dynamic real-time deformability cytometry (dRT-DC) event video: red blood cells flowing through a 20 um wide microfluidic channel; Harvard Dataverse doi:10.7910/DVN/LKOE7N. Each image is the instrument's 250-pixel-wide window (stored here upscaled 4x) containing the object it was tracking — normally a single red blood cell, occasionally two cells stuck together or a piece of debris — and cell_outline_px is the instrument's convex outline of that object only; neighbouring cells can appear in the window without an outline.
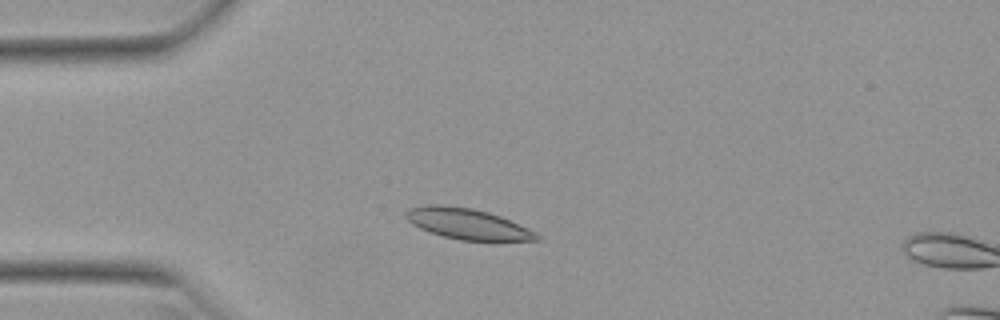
{"species": "Egyptian fruit bat (a non-hibernating species)", "species_latin": "Rousettus aegyptiacus", "temperature_condition": "warm", "stored_images_in_passage": 47, "camera_frame_rate_fps": 3000, "um_per_image_px": 0.085, "animal": {"sex": "female"}, "frame": {"image": 1, "passage_image": 9, "time_ms": 2.667, "image_size_px": [1000, 320], "cell_outline_px": [[540, 240], [460, 240], [444, 236], [420, 228], [412, 224], [404, 216], [404, 212], [408, 208], [432, 204], [440, 204], [472, 208], [488, 212], [500, 216], [528, 228], [536, 232], [540, 236]], "centroid_in_image_um": [39.71, 19.01], "position_along_channel_um": 45.3, "area_um2": 23.24}}
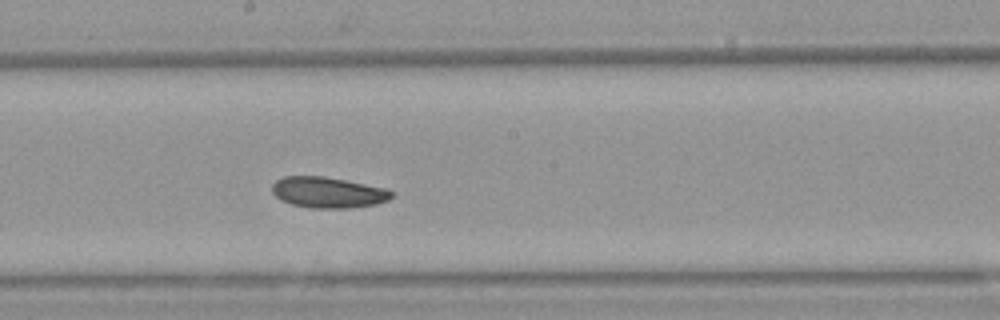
{"frame": {"image": 2, "passage_image": 24, "time_ms": 7.667, "image_size_px": [1000, 320], "cell_outline_px": [[392, 196], [388, 200], [376, 204], [352, 208], [308, 208], [292, 204], [280, 200], [272, 192], [272, 184], [276, 180], [284, 176], [324, 176], [384, 188], [392, 192]], "centroid_in_image_um": [27.84, 16.36], "position_along_channel_um": 220.4, "area_um2": 21.44}}
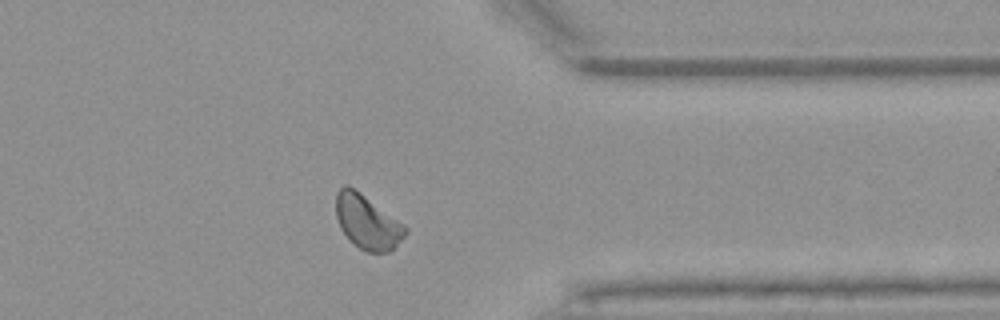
{"frame": {"image": 3, "passage_image": 37, "time_ms": 12.0, "image_size_px": [1000, 320], "cell_outline_px": [[408, 232], [388, 252], [368, 252], [360, 248], [348, 240], [340, 228], [336, 216], [336, 192], [344, 184], [348, 184], [404, 224], [408, 228]], "centroid_in_image_um": [31.19, 18.86], "position_along_channel_um": 380.2, "area_um2": 21.68}, "authors_computed_cell_mechanics": {"area_um2": 21.7906, "velocity_mm_per_s": 3.903, "shape_relaxation_time_tau1_ms": null, "shape_relaxation_time_tau2_ms": 5.6819, "deformation_change_tau1": null, "deformation_change_tau2": 0.1017}}